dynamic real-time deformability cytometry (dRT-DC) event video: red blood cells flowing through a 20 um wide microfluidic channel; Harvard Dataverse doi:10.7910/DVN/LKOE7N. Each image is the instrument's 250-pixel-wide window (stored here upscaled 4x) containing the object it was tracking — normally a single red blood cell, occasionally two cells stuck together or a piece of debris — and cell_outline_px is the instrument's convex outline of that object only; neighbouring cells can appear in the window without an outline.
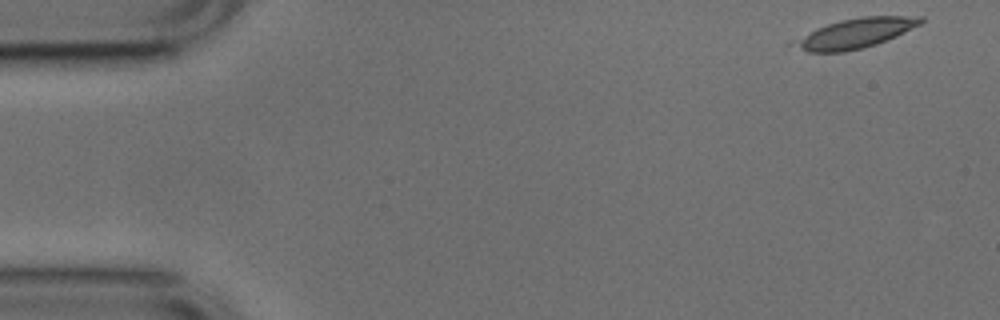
{"species": "common noctule bat (a hibernating species)", "species_latin": "Nyctalus noctula", "temperature_condition": "cold", "stored_images_in_passage": 8, "camera_frame_rate_fps": 3000, "um_per_image_px": 0.085, "animal": {"sex": "male", "body_mass_g": 17.9, "forearm_length_mm": 54.2}, "frame": {"image": 1, "passage_image": 1, "time_ms": 0.0, "image_size_px": [1000, 320], "cell_outline_px": [[924, 20], [920, 24], [896, 36], [876, 44], [844, 52], [808, 52], [784, 44], [816, 28], [840, 20], [860, 16], [924, 16]], "centroid_in_image_um": [72.61, 2.83], "position_along_channel_um": 12.4, "area_um2": 22.08}}
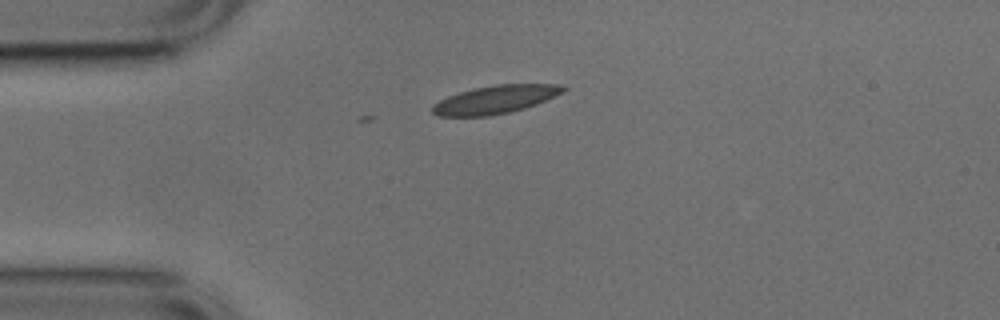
{"frame": {"image": 2, "passage_image": 4, "time_ms": 1.0, "image_size_px": [1000, 320], "cell_outline_px": [[568, 88], [564, 92], [536, 104], [524, 108], [508, 112], [488, 116], [436, 116], [432, 112], [432, 104], [448, 96], [460, 92], [476, 88], [496, 84], [560, 84]], "centroid_in_image_um": [42.1, 8.46], "position_along_channel_um": 42.9, "area_um2": 21.33}}